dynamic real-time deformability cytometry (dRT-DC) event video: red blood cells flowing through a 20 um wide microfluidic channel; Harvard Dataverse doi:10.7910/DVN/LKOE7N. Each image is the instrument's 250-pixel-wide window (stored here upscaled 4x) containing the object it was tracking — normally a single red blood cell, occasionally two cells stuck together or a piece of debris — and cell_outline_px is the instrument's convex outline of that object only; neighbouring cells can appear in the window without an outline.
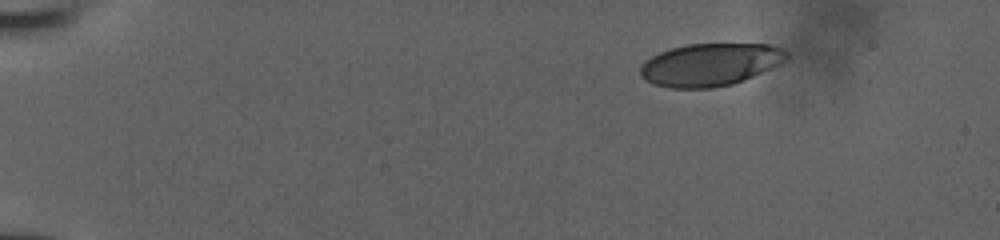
{"species": "human", "species_latin": "Homo sapiens", "temperature_condition": "room temperature", "stored_images_in_passage": 45, "camera_frame_rate_fps": 3000, "um_per_image_px": 0.085, "donor": {"sex": "male"}, "frame": {"image": 1, "passage_image": 1, "time_ms": 0.0, "image_size_px": [1000, 240], "cell_outline_px": [[788, 60], [752, 76], [732, 84], [712, 88], [668, 88], [644, 80], [640, 76], [640, 64], [644, 60], [660, 52], [672, 48], [688, 44], [768, 44], [780, 48], [788, 52]], "centroid_in_image_um": [60.33, 5.49], "position_along_channel_um": 24.7, "area_um2": 36.24}}
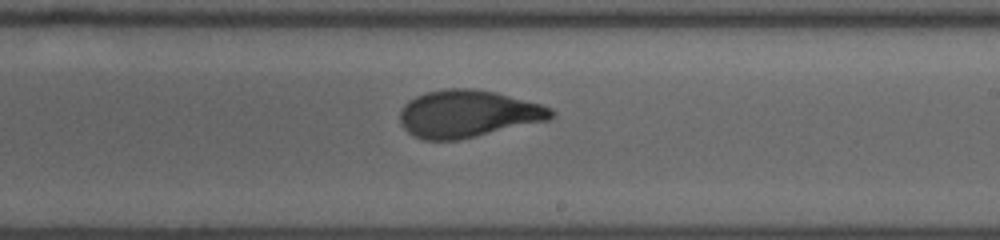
{"frame": {"image": 2, "passage_image": 26, "time_ms": 8.333, "image_size_px": [1000, 240], "cell_outline_px": [[556, 112], [548, 120], [460, 140], [424, 140], [408, 132], [400, 124], [400, 108], [408, 100], [424, 92], [444, 88], [472, 88], [496, 92], [540, 104], [552, 108]], "centroid_in_image_um": [39.74, 9.66], "position_along_channel_um": 249.3, "area_um2": 41.85}}
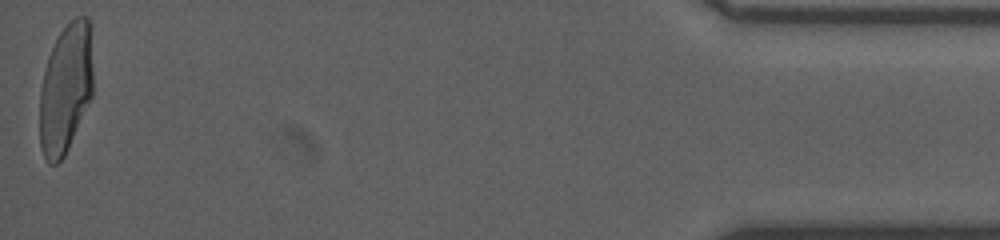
{"frame": {"image": 3, "passage_image": 45, "time_ms": 14.667, "image_size_px": [1000, 240], "cell_outline_px": [[92, 96], [68, 148], [64, 156], [56, 164], [48, 164], [40, 148], [40, 88], [48, 56], [60, 32], [76, 16], [88, 16], [92, 24]], "centroid_in_image_um": [5.6, 7.49], "position_along_channel_um": 429.6, "area_um2": 40.58}}